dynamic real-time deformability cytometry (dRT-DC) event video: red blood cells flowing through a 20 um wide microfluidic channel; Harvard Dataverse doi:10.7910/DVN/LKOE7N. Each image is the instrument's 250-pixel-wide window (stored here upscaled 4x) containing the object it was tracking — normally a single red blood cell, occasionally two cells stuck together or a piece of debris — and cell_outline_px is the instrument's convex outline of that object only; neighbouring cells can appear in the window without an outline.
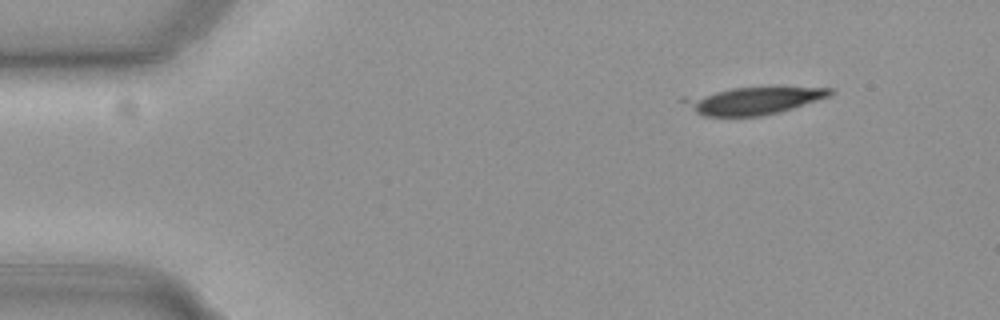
{"species": "common noctule bat (a hibernating species)", "species_latin": "Nyctalus noctula", "temperature_condition": "cold", "stored_images_in_passage": 7, "camera_frame_rate_fps": 3000, "um_per_image_px": 0.085, "animal": {"sex": "female", "body_mass_g": 19.3, "forearm_length_mm": 54.1}, "frame": {"image": 1, "passage_image": 1, "time_ms": 0.0, "image_size_px": [1000, 320], "cell_outline_px": [[836, 92], [828, 96], [792, 108], [760, 116], [704, 116], [696, 112], [680, 100], [680, 96], [732, 88], [832, 88]], "centroid_in_image_um": [63.92, 8.55], "position_along_channel_um": 21.1, "area_um2": 22.89}}